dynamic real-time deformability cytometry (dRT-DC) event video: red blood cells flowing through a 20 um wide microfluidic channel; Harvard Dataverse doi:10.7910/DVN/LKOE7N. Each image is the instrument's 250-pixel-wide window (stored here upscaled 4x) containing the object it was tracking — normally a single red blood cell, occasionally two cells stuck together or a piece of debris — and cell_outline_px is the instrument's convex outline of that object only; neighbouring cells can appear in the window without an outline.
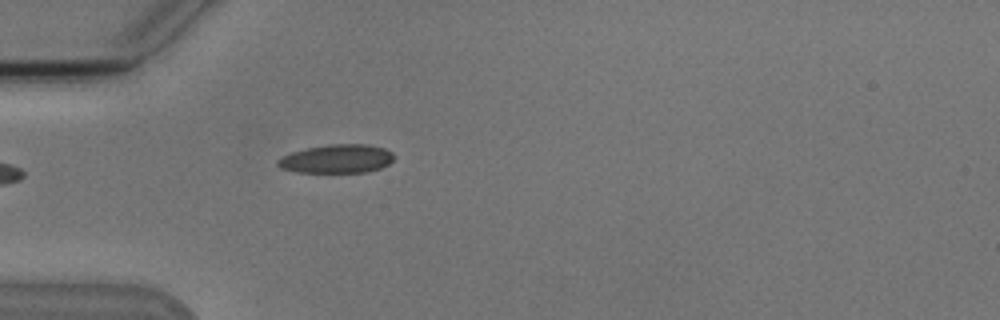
{"species": "Egyptian fruit bat (a non-hibernating species)", "species_latin": "Rousettus aegyptiacus", "temperature_condition": "cold", "stored_images_in_passage": 5, "camera_frame_rate_fps": 3000, "um_per_image_px": 0.085, "animal": {"sex": "male"}, "frame": {"image": 1, "passage_image": 5, "time_ms": 4.667, "image_size_px": [1000, 320], "cell_outline_px": [[396, 156], [388, 164], [380, 168], [364, 172], [296, 172], [280, 168], [276, 164], [276, 160], [292, 152], [308, 148], [328, 144], [368, 144], [384, 148], [392, 152]], "centroid_in_image_um": [28.64, 13.49], "position_along_channel_um": 56.4, "area_um2": 19.36}}